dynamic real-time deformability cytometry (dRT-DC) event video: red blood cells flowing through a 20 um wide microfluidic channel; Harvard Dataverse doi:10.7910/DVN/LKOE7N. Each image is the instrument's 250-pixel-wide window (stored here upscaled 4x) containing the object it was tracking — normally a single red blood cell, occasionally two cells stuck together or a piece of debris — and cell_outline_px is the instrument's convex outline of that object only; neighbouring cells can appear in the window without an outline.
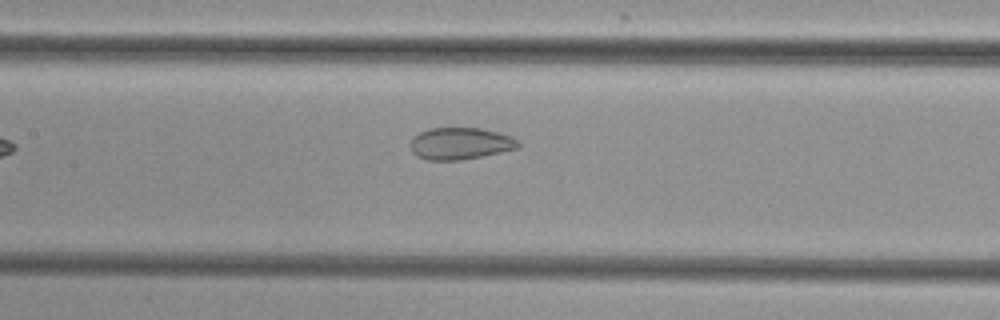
{"species": "common noctule bat (a hibernating species)", "species_latin": "Nyctalus noctula", "temperature_condition": "cold", "stored_images_in_passage": 6, "camera_frame_rate_fps": 3000, "um_per_image_px": 0.085, "animal": {"sex": "female", "body_mass_g": 29.2, "forearm_length_mm": 56.3}, "frame": {"image": 1, "passage_image": 6, "time_ms": 8.333, "image_size_px": [1000, 320], "cell_outline_px": [[520, 148], [460, 160], [424, 160], [416, 156], [412, 152], [408, 144], [412, 136], [420, 132], [432, 128], [480, 128], [512, 136], [520, 140]], "centroid_in_image_um": [39.09, 12.2], "position_along_channel_um": 168.3, "area_um2": 20.29}}